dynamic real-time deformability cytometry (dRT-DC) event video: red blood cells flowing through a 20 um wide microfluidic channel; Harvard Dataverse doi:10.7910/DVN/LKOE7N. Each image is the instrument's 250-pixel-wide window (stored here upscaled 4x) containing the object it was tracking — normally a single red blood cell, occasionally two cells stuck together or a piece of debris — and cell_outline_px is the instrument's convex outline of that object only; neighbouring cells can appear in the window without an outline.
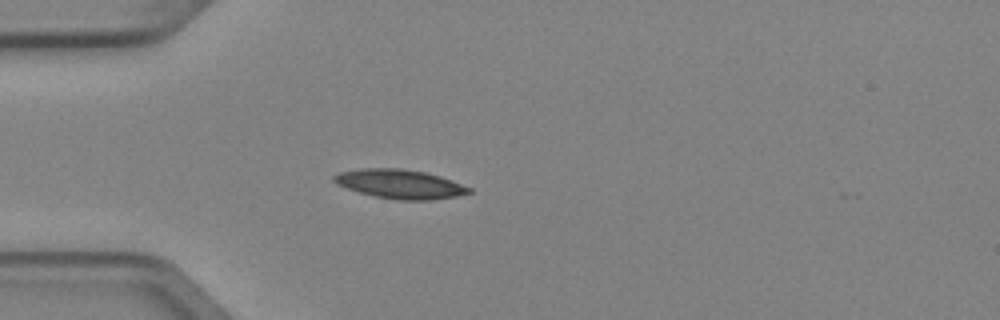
{"species": "Egyptian fruit bat (a non-hibernating species)", "species_latin": "Rousettus aegyptiacus", "temperature_condition": "cold", "stored_images_in_passage": 5, "camera_frame_rate_fps": 3000, "um_per_image_px": 0.085, "animal": {"sex": "female"}, "frame": {"image": 1, "passage_image": 5, "time_ms": 1.333, "image_size_px": [1000, 320], "cell_outline_px": [[472, 192], [456, 196], [432, 200], [396, 200], [376, 196], [360, 192], [336, 184], [332, 180], [332, 176], [340, 172], [360, 168], [400, 168], [424, 172], [440, 176], [452, 180], [472, 188]], "centroid_in_image_um": [34.0, 15.64], "position_along_channel_um": 51.0, "area_um2": 22.89}}